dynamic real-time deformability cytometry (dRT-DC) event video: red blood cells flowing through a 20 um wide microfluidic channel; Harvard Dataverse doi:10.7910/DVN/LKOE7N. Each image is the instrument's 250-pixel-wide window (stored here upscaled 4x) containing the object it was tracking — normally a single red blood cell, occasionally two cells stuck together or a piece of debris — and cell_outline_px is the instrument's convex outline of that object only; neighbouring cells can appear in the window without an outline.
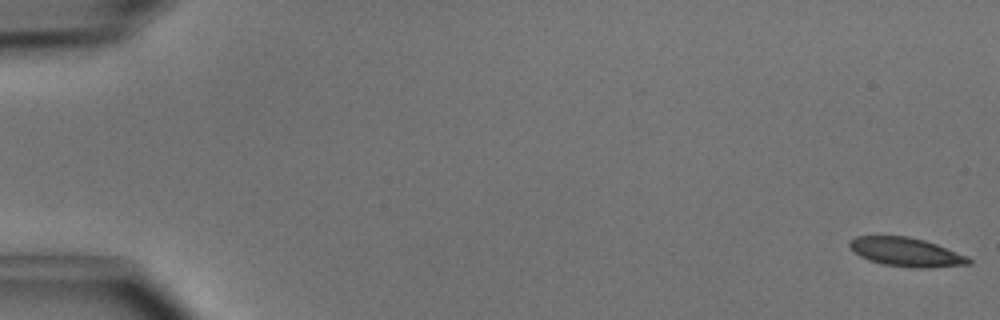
{"species": "common noctule bat (a hibernating species)", "species_latin": "Nyctalus noctula", "temperature_condition": "cold", "stored_images_in_passage": 51, "camera_frame_rate_fps": 3000, "um_per_image_px": 0.085, "animal": {"sex": "male", "body_mass_g": 15.6}, "frame": {"image": 1, "passage_image": 1, "time_ms": 0.0, "image_size_px": [1000, 320], "cell_outline_px": [[972, 264], [928, 268], [916, 268], [884, 264], [868, 260], [852, 252], [848, 248], [848, 240], [856, 236], [908, 236], [924, 240], [936, 244], [968, 256], [972, 260]], "centroid_in_image_um": [77.0, 21.42], "position_along_channel_um": 8.0, "area_um2": 20.23}}
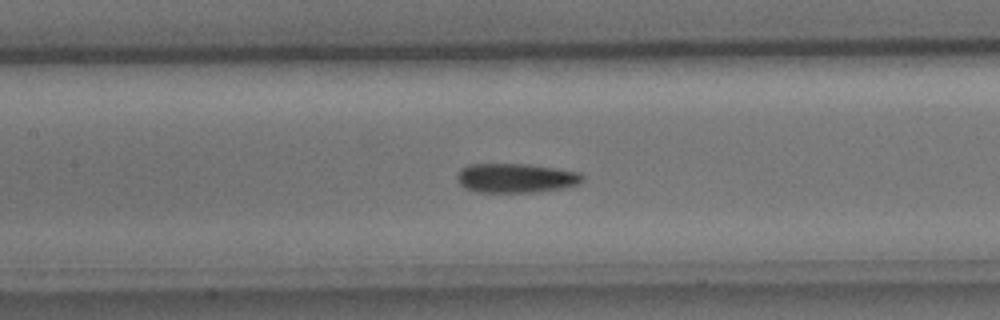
{"frame": {"image": 2, "passage_image": 24, "time_ms": 7.667, "image_size_px": [1000, 320], "cell_outline_px": [[584, 180], [580, 184], [564, 188], [536, 192], [476, 192], [464, 188], [456, 180], [456, 176], [460, 168], [468, 164], [528, 164], [556, 168], [580, 172], [584, 176]], "centroid_in_image_um": [43.85, 15.13], "position_along_channel_um": 163.6, "area_um2": 21.79}}
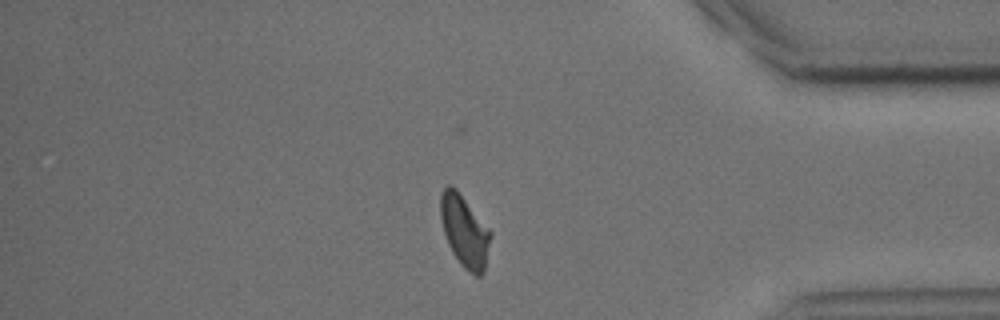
{"frame": {"image": 3, "passage_image": 43, "time_ms": 14.0, "image_size_px": [1000, 320], "cell_outline_px": [[492, 236], [484, 268], [480, 276], [476, 276], [464, 268], [460, 264], [452, 252], [448, 244], [444, 232], [440, 216], [440, 192], [448, 184], [452, 184], [456, 188], [492, 232]], "centroid_in_image_um": [39.47, 19.61], "position_along_channel_um": 395.7, "area_um2": 20.92}, "authors_computed_cell_mechanics": {"area_um2": 20.7502, "velocity_mm_per_s": 4.0493, "shape_relaxation_time_tau1_ms": 3.4864, "shape_relaxation_time_tau2_ms": 2.9883, "deformation_change_tau1": 0.1318, "deformation_change_tau2": 0.0981}}